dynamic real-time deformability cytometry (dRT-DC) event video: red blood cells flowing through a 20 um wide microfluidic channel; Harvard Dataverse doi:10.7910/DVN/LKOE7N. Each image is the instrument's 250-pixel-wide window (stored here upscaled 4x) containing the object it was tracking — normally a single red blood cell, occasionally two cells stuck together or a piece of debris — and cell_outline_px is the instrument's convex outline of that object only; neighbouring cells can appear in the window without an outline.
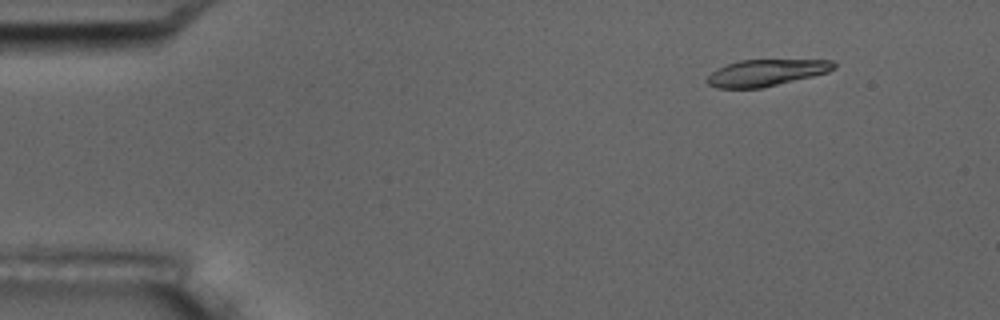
{"species": "common noctule bat (a hibernating species)", "species_latin": "Nyctalus noctula", "temperature_condition": "room temperature", "stored_images_in_passage": 5, "camera_frame_rate_fps": 3000, "um_per_image_px": 0.085, "animal": {"sex": "male", "body_mass_g": 17.5, "forearm_length_mm": 52.3}, "frame": {"image": 1, "passage_image": 2, "time_ms": 1.333, "image_size_px": [1000, 320], "cell_outline_px": [[836, 68], [828, 72], [812, 76], [760, 88], [716, 88], [708, 84], [704, 80], [712, 72], [728, 64], [740, 60], [832, 60], [836, 64]], "centroid_in_image_um": [65.12, 6.18], "position_along_channel_um": 19.9, "area_um2": 19.42}}
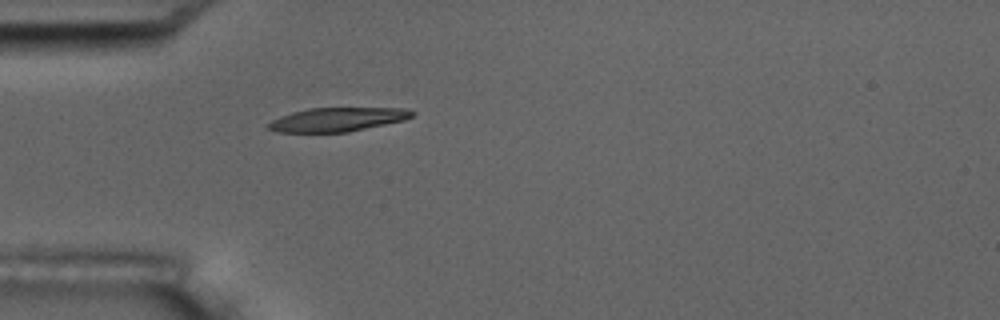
{"frame": {"image": 2, "passage_image": 5, "time_ms": 4.667, "image_size_px": [1000, 320], "cell_outline_px": [[416, 112], [412, 116], [404, 120], [348, 132], [276, 132], [268, 128], [268, 124], [272, 120], [280, 116], [292, 112], [308, 108], [404, 108]], "centroid_in_image_um": [28.67, 10.15], "position_along_channel_um": 56.3, "area_um2": 19.88}}